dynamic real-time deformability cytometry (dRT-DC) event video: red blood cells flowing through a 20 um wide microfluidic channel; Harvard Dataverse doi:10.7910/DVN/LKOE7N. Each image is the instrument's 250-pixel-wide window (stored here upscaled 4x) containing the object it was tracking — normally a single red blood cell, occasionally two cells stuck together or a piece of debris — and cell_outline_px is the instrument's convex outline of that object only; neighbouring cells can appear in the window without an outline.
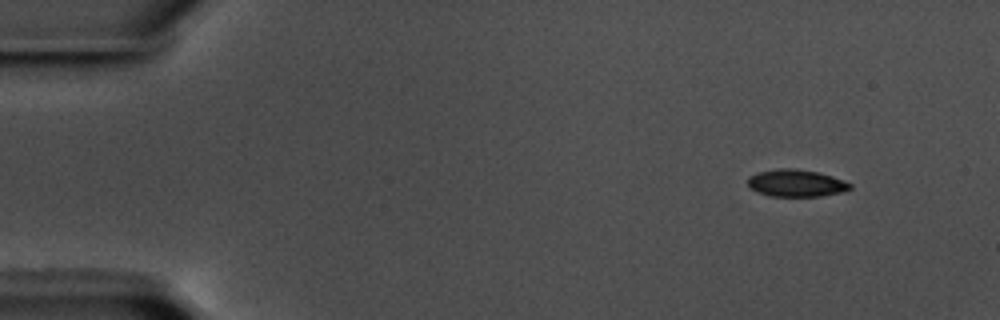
{"species": "common noctule bat (a hibernating species)", "species_latin": "Nyctalus noctula", "temperature_condition": "warm", "stored_images_in_passage": 53, "camera_frame_rate_fps": 3000, "um_per_image_px": 0.085, "animal": {"sex": "male", "body_mass_g": 17.5, "forearm_length_mm": 52.3}, "frame": {"image": 1, "passage_image": 1, "time_ms": 0.0, "image_size_px": [1000, 320], "cell_outline_px": [[852, 188], [844, 192], [820, 196], [772, 196], [756, 192], [748, 184], [748, 176], [760, 172], [780, 168], [792, 168], [816, 172], [832, 176], [844, 180], [852, 184]], "centroid_in_image_um": [67.7, 15.57], "position_along_channel_um": 17.3, "area_um2": 16.13}}
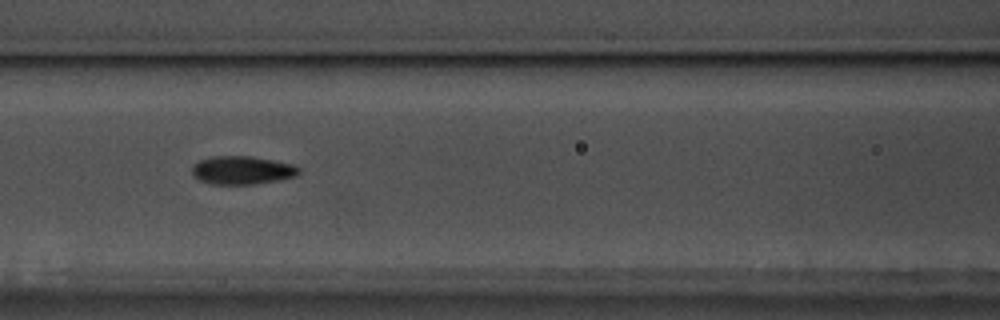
{"frame": {"image": 2, "passage_image": 21, "time_ms": 6.667, "image_size_px": [1000, 320], "cell_outline_px": [[300, 172], [296, 176], [280, 180], [256, 184], [212, 184], [200, 180], [192, 176], [192, 164], [200, 160], [212, 156], [252, 156], [292, 164], [300, 168]], "centroid_in_image_um": [20.57, 14.47], "position_along_channel_um": 146.0, "area_um2": 17.74}}
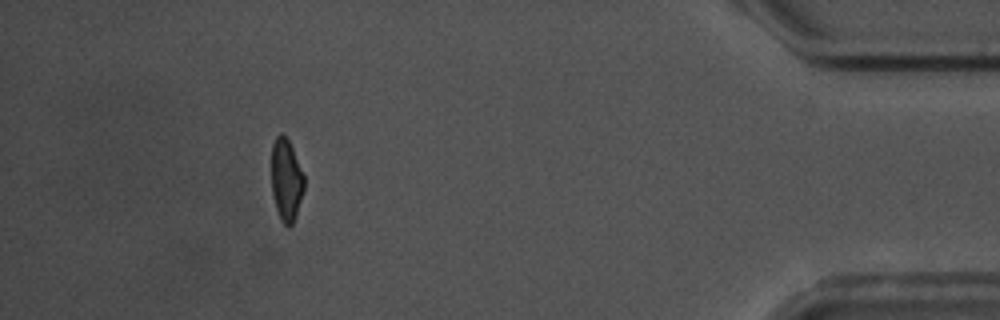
{"frame": {"image": 3, "passage_image": 48, "time_ms": 15.667, "image_size_px": [1000, 320], "cell_outline_px": [[304, 188], [296, 216], [292, 224], [288, 228], [280, 220], [276, 208], [272, 192], [272, 144], [276, 136], [280, 132], [284, 132], [292, 148], [304, 176]], "centroid_in_image_um": [24.32, 15.29], "position_along_channel_um": 410.9, "area_um2": 15.61}, "authors_computed_cell_mechanics": {"area_um2": 16.9932, "velocity_mm_per_s": 3.5623, "shape_relaxation_time_tau1_ms": 3.5672, "shape_relaxation_time_tau2_ms": 2.7902, "deformation_change_tau1": 0.1129, "deformation_change_tau2": 0.0718}}